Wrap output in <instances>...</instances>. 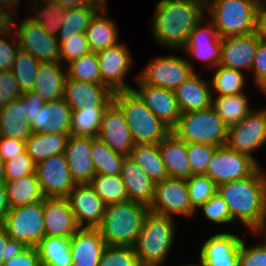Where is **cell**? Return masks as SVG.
<instances>
[{"instance_id":"10","label":"cell","mask_w":266,"mask_h":266,"mask_svg":"<svg viewBox=\"0 0 266 266\" xmlns=\"http://www.w3.org/2000/svg\"><path fill=\"white\" fill-rule=\"evenodd\" d=\"M266 144V108L251 110L239 123L228 128L226 146L249 155L257 163L254 153Z\"/></svg>"},{"instance_id":"36","label":"cell","mask_w":266,"mask_h":266,"mask_svg":"<svg viewBox=\"0 0 266 266\" xmlns=\"http://www.w3.org/2000/svg\"><path fill=\"white\" fill-rule=\"evenodd\" d=\"M30 4H32V7L29 5L31 8L30 11L32 10L31 12L33 13H31L32 16L29 15L27 19L34 23H38L44 31L56 37L67 8L63 7L60 3L50 0H31Z\"/></svg>"},{"instance_id":"34","label":"cell","mask_w":266,"mask_h":266,"mask_svg":"<svg viewBox=\"0 0 266 266\" xmlns=\"http://www.w3.org/2000/svg\"><path fill=\"white\" fill-rule=\"evenodd\" d=\"M105 5L106 4H93L76 8H67L62 25L56 36L58 42L61 44L76 33H85L91 20Z\"/></svg>"},{"instance_id":"35","label":"cell","mask_w":266,"mask_h":266,"mask_svg":"<svg viewBox=\"0 0 266 266\" xmlns=\"http://www.w3.org/2000/svg\"><path fill=\"white\" fill-rule=\"evenodd\" d=\"M41 266H72L70 238L45 236L36 246Z\"/></svg>"},{"instance_id":"20","label":"cell","mask_w":266,"mask_h":266,"mask_svg":"<svg viewBox=\"0 0 266 266\" xmlns=\"http://www.w3.org/2000/svg\"><path fill=\"white\" fill-rule=\"evenodd\" d=\"M68 199L80 227L96 228L101 223L106 204L89 183L75 184Z\"/></svg>"},{"instance_id":"49","label":"cell","mask_w":266,"mask_h":266,"mask_svg":"<svg viewBox=\"0 0 266 266\" xmlns=\"http://www.w3.org/2000/svg\"><path fill=\"white\" fill-rule=\"evenodd\" d=\"M202 210L205 219L216 224H233V219L229 207L225 200L218 194H214L206 203L202 204L197 210Z\"/></svg>"},{"instance_id":"6","label":"cell","mask_w":266,"mask_h":266,"mask_svg":"<svg viewBox=\"0 0 266 266\" xmlns=\"http://www.w3.org/2000/svg\"><path fill=\"white\" fill-rule=\"evenodd\" d=\"M261 0H206L208 17L221 38L246 35L257 29Z\"/></svg>"},{"instance_id":"8","label":"cell","mask_w":266,"mask_h":266,"mask_svg":"<svg viewBox=\"0 0 266 266\" xmlns=\"http://www.w3.org/2000/svg\"><path fill=\"white\" fill-rule=\"evenodd\" d=\"M2 226L18 247H36L45 237L43 200L10 208Z\"/></svg>"},{"instance_id":"9","label":"cell","mask_w":266,"mask_h":266,"mask_svg":"<svg viewBox=\"0 0 266 266\" xmlns=\"http://www.w3.org/2000/svg\"><path fill=\"white\" fill-rule=\"evenodd\" d=\"M192 60L165 55L154 57L137 76L148 85L175 90L194 72Z\"/></svg>"},{"instance_id":"64","label":"cell","mask_w":266,"mask_h":266,"mask_svg":"<svg viewBox=\"0 0 266 266\" xmlns=\"http://www.w3.org/2000/svg\"><path fill=\"white\" fill-rule=\"evenodd\" d=\"M251 232L255 234L258 233L257 235H259V233L263 234L264 235L263 241H266V190L264 193L263 206L261 209V216L259 222Z\"/></svg>"},{"instance_id":"45","label":"cell","mask_w":266,"mask_h":266,"mask_svg":"<svg viewBox=\"0 0 266 266\" xmlns=\"http://www.w3.org/2000/svg\"><path fill=\"white\" fill-rule=\"evenodd\" d=\"M186 182L191 205L197 214V209L217 193V185L205 174L192 175Z\"/></svg>"},{"instance_id":"29","label":"cell","mask_w":266,"mask_h":266,"mask_svg":"<svg viewBox=\"0 0 266 266\" xmlns=\"http://www.w3.org/2000/svg\"><path fill=\"white\" fill-rule=\"evenodd\" d=\"M66 78V66L60 61L40 62L32 91L45 102L63 98Z\"/></svg>"},{"instance_id":"56","label":"cell","mask_w":266,"mask_h":266,"mask_svg":"<svg viewBox=\"0 0 266 266\" xmlns=\"http://www.w3.org/2000/svg\"><path fill=\"white\" fill-rule=\"evenodd\" d=\"M2 266H41L36 247H17Z\"/></svg>"},{"instance_id":"24","label":"cell","mask_w":266,"mask_h":266,"mask_svg":"<svg viewBox=\"0 0 266 266\" xmlns=\"http://www.w3.org/2000/svg\"><path fill=\"white\" fill-rule=\"evenodd\" d=\"M106 246L97 228L80 227L70 238L72 266H98Z\"/></svg>"},{"instance_id":"32","label":"cell","mask_w":266,"mask_h":266,"mask_svg":"<svg viewBox=\"0 0 266 266\" xmlns=\"http://www.w3.org/2000/svg\"><path fill=\"white\" fill-rule=\"evenodd\" d=\"M3 184L10 208L32 204L45 198L36 173L5 181Z\"/></svg>"},{"instance_id":"17","label":"cell","mask_w":266,"mask_h":266,"mask_svg":"<svg viewBox=\"0 0 266 266\" xmlns=\"http://www.w3.org/2000/svg\"><path fill=\"white\" fill-rule=\"evenodd\" d=\"M113 151L129 156L136 145L125 116L120 107L112 100L105 108L99 133L97 135Z\"/></svg>"},{"instance_id":"68","label":"cell","mask_w":266,"mask_h":266,"mask_svg":"<svg viewBox=\"0 0 266 266\" xmlns=\"http://www.w3.org/2000/svg\"><path fill=\"white\" fill-rule=\"evenodd\" d=\"M198 264H200V265H197V264H193V263H186L184 266H203L201 263H198Z\"/></svg>"},{"instance_id":"4","label":"cell","mask_w":266,"mask_h":266,"mask_svg":"<svg viewBox=\"0 0 266 266\" xmlns=\"http://www.w3.org/2000/svg\"><path fill=\"white\" fill-rule=\"evenodd\" d=\"M170 216L148 211L133 246L142 266H164L175 240V222Z\"/></svg>"},{"instance_id":"46","label":"cell","mask_w":266,"mask_h":266,"mask_svg":"<svg viewBox=\"0 0 266 266\" xmlns=\"http://www.w3.org/2000/svg\"><path fill=\"white\" fill-rule=\"evenodd\" d=\"M98 266H142L133 247L107 245Z\"/></svg>"},{"instance_id":"12","label":"cell","mask_w":266,"mask_h":266,"mask_svg":"<svg viewBox=\"0 0 266 266\" xmlns=\"http://www.w3.org/2000/svg\"><path fill=\"white\" fill-rule=\"evenodd\" d=\"M259 166V163L249 155L239 153L224 145L217 147L214 151L206 175L219 186L226 182L248 177Z\"/></svg>"},{"instance_id":"52","label":"cell","mask_w":266,"mask_h":266,"mask_svg":"<svg viewBox=\"0 0 266 266\" xmlns=\"http://www.w3.org/2000/svg\"><path fill=\"white\" fill-rule=\"evenodd\" d=\"M254 84L266 95V39L259 37V45L251 66Z\"/></svg>"},{"instance_id":"66","label":"cell","mask_w":266,"mask_h":266,"mask_svg":"<svg viewBox=\"0 0 266 266\" xmlns=\"http://www.w3.org/2000/svg\"><path fill=\"white\" fill-rule=\"evenodd\" d=\"M19 1L20 0H0V8H4L6 10L13 11L14 13H16L19 8Z\"/></svg>"},{"instance_id":"38","label":"cell","mask_w":266,"mask_h":266,"mask_svg":"<svg viewBox=\"0 0 266 266\" xmlns=\"http://www.w3.org/2000/svg\"><path fill=\"white\" fill-rule=\"evenodd\" d=\"M212 106L228 128L239 123L253 110L246 93L212 97Z\"/></svg>"},{"instance_id":"31","label":"cell","mask_w":266,"mask_h":266,"mask_svg":"<svg viewBox=\"0 0 266 266\" xmlns=\"http://www.w3.org/2000/svg\"><path fill=\"white\" fill-rule=\"evenodd\" d=\"M85 34L91 51L95 53L118 44V26L109 18L107 4L91 20Z\"/></svg>"},{"instance_id":"23","label":"cell","mask_w":266,"mask_h":266,"mask_svg":"<svg viewBox=\"0 0 266 266\" xmlns=\"http://www.w3.org/2000/svg\"><path fill=\"white\" fill-rule=\"evenodd\" d=\"M91 151L92 137L70 135L64 154L76 184L90 183L96 175Z\"/></svg>"},{"instance_id":"2","label":"cell","mask_w":266,"mask_h":266,"mask_svg":"<svg viewBox=\"0 0 266 266\" xmlns=\"http://www.w3.org/2000/svg\"><path fill=\"white\" fill-rule=\"evenodd\" d=\"M260 168L248 177L217 186L218 194L229 207L233 223L239 221L250 231L259 222L266 190V173Z\"/></svg>"},{"instance_id":"1","label":"cell","mask_w":266,"mask_h":266,"mask_svg":"<svg viewBox=\"0 0 266 266\" xmlns=\"http://www.w3.org/2000/svg\"><path fill=\"white\" fill-rule=\"evenodd\" d=\"M205 0H160L152 18L153 40L166 49L182 50L204 18Z\"/></svg>"},{"instance_id":"25","label":"cell","mask_w":266,"mask_h":266,"mask_svg":"<svg viewBox=\"0 0 266 266\" xmlns=\"http://www.w3.org/2000/svg\"><path fill=\"white\" fill-rule=\"evenodd\" d=\"M71 119L72 109L64 98H60L46 102L30 127L34 133L71 135Z\"/></svg>"},{"instance_id":"40","label":"cell","mask_w":266,"mask_h":266,"mask_svg":"<svg viewBox=\"0 0 266 266\" xmlns=\"http://www.w3.org/2000/svg\"><path fill=\"white\" fill-rule=\"evenodd\" d=\"M213 77L210 80L212 97L231 96L245 93L243 90L245 75L242 71L218 65L214 68Z\"/></svg>"},{"instance_id":"43","label":"cell","mask_w":266,"mask_h":266,"mask_svg":"<svg viewBox=\"0 0 266 266\" xmlns=\"http://www.w3.org/2000/svg\"><path fill=\"white\" fill-rule=\"evenodd\" d=\"M39 65L40 61L33 57L29 52L21 50L20 48L17 50L11 71L14 74L22 93L32 91Z\"/></svg>"},{"instance_id":"16","label":"cell","mask_w":266,"mask_h":266,"mask_svg":"<svg viewBox=\"0 0 266 266\" xmlns=\"http://www.w3.org/2000/svg\"><path fill=\"white\" fill-rule=\"evenodd\" d=\"M205 17L194 27L186 42V46L181 50L188 59L202 61L208 68H216L221 60L222 38L217 32L216 27L209 19L207 26H204ZM193 57V58H192Z\"/></svg>"},{"instance_id":"30","label":"cell","mask_w":266,"mask_h":266,"mask_svg":"<svg viewBox=\"0 0 266 266\" xmlns=\"http://www.w3.org/2000/svg\"><path fill=\"white\" fill-rule=\"evenodd\" d=\"M158 148L168 177L183 179L191 177L186 142L178 139L171 132L158 144Z\"/></svg>"},{"instance_id":"28","label":"cell","mask_w":266,"mask_h":266,"mask_svg":"<svg viewBox=\"0 0 266 266\" xmlns=\"http://www.w3.org/2000/svg\"><path fill=\"white\" fill-rule=\"evenodd\" d=\"M129 200L150 206L156 183L129 156H125L120 174Z\"/></svg>"},{"instance_id":"18","label":"cell","mask_w":266,"mask_h":266,"mask_svg":"<svg viewBox=\"0 0 266 266\" xmlns=\"http://www.w3.org/2000/svg\"><path fill=\"white\" fill-rule=\"evenodd\" d=\"M135 82L138 88L133 90L147 108L172 130L181 116L174 90L145 84L139 77Z\"/></svg>"},{"instance_id":"22","label":"cell","mask_w":266,"mask_h":266,"mask_svg":"<svg viewBox=\"0 0 266 266\" xmlns=\"http://www.w3.org/2000/svg\"><path fill=\"white\" fill-rule=\"evenodd\" d=\"M45 236L71 238L80 228L68 198H44Z\"/></svg>"},{"instance_id":"55","label":"cell","mask_w":266,"mask_h":266,"mask_svg":"<svg viewBox=\"0 0 266 266\" xmlns=\"http://www.w3.org/2000/svg\"><path fill=\"white\" fill-rule=\"evenodd\" d=\"M18 49L19 46L15 32L0 35V71L10 70L12 68Z\"/></svg>"},{"instance_id":"39","label":"cell","mask_w":266,"mask_h":266,"mask_svg":"<svg viewBox=\"0 0 266 266\" xmlns=\"http://www.w3.org/2000/svg\"><path fill=\"white\" fill-rule=\"evenodd\" d=\"M92 159L96 174L120 175L125 155L113 151L99 137H92Z\"/></svg>"},{"instance_id":"60","label":"cell","mask_w":266,"mask_h":266,"mask_svg":"<svg viewBox=\"0 0 266 266\" xmlns=\"http://www.w3.org/2000/svg\"><path fill=\"white\" fill-rule=\"evenodd\" d=\"M17 247L8 237L4 227L0 225V266L10 258Z\"/></svg>"},{"instance_id":"19","label":"cell","mask_w":266,"mask_h":266,"mask_svg":"<svg viewBox=\"0 0 266 266\" xmlns=\"http://www.w3.org/2000/svg\"><path fill=\"white\" fill-rule=\"evenodd\" d=\"M241 242L238 234L214 233L202 244L199 263L203 266H239Z\"/></svg>"},{"instance_id":"63","label":"cell","mask_w":266,"mask_h":266,"mask_svg":"<svg viewBox=\"0 0 266 266\" xmlns=\"http://www.w3.org/2000/svg\"><path fill=\"white\" fill-rule=\"evenodd\" d=\"M60 3L65 8H76L93 4H107V0H50Z\"/></svg>"},{"instance_id":"67","label":"cell","mask_w":266,"mask_h":266,"mask_svg":"<svg viewBox=\"0 0 266 266\" xmlns=\"http://www.w3.org/2000/svg\"><path fill=\"white\" fill-rule=\"evenodd\" d=\"M5 182V163L0 158V184H3Z\"/></svg>"},{"instance_id":"48","label":"cell","mask_w":266,"mask_h":266,"mask_svg":"<svg viewBox=\"0 0 266 266\" xmlns=\"http://www.w3.org/2000/svg\"><path fill=\"white\" fill-rule=\"evenodd\" d=\"M91 52L85 33H76L60 44V62L67 65Z\"/></svg>"},{"instance_id":"15","label":"cell","mask_w":266,"mask_h":266,"mask_svg":"<svg viewBox=\"0 0 266 266\" xmlns=\"http://www.w3.org/2000/svg\"><path fill=\"white\" fill-rule=\"evenodd\" d=\"M35 173L45 198H68L76 184L64 153L54 154L37 163Z\"/></svg>"},{"instance_id":"47","label":"cell","mask_w":266,"mask_h":266,"mask_svg":"<svg viewBox=\"0 0 266 266\" xmlns=\"http://www.w3.org/2000/svg\"><path fill=\"white\" fill-rule=\"evenodd\" d=\"M216 146L205 143H186L191 176L205 174Z\"/></svg>"},{"instance_id":"62","label":"cell","mask_w":266,"mask_h":266,"mask_svg":"<svg viewBox=\"0 0 266 266\" xmlns=\"http://www.w3.org/2000/svg\"><path fill=\"white\" fill-rule=\"evenodd\" d=\"M259 37L266 39V0H261L257 12V29Z\"/></svg>"},{"instance_id":"37","label":"cell","mask_w":266,"mask_h":266,"mask_svg":"<svg viewBox=\"0 0 266 266\" xmlns=\"http://www.w3.org/2000/svg\"><path fill=\"white\" fill-rule=\"evenodd\" d=\"M129 157L155 182L168 178L158 144H136Z\"/></svg>"},{"instance_id":"44","label":"cell","mask_w":266,"mask_h":266,"mask_svg":"<svg viewBox=\"0 0 266 266\" xmlns=\"http://www.w3.org/2000/svg\"><path fill=\"white\" fill-rule=\"evenodd\" d=\"M67 77L78 81L101 84L99 61L95 52H89L66 65Z\"/></svg>"},{"instance_id":"27","label":"cell","mask_w":266,"mask_h":266,"mask_svg":"<svg viewBox=\"0 0 266 266\" xmlns=\"http://www.w3.org/2000/svg\"><path fill=\"white\" fill-rule=\"evenodd\" d=\"M201 76L202 74L194 72L174 90L181 113L212 106L211 83Z\"/></svg>"},{"instance_id":"51","label":"cell","mask_w":266,"mask_h":266,"mask_svg":"<svg viewBox=\"0 0 266 266\" xmlns=\"http://www.w3.org/2000/svg\"><path fill=\"white\" fill-rule=\"evenodd\" d=\"M31 134L27 119L0 117V137L16 138L25 142Z\"/></svg>"},{"instance_id":"33","label":"cell","mask_w":266,"mask_h":266,"mask_svg":"<svg viewBox=\"0 0 266 266\" xmlns=\"http://www.w3.org/2000/svg\"><path fill=\"white\" fill-rule=\"evenodd\" d=\"M69 134L34 133L25 141L28 156L35 164L54 155L64 153Z\"/></svg>"},{"instance_id":"57","label":"cell","mask_w":266,"mask_h":266,"mask_svg":"<svg viewBox=\"0 0 266 266\" xmlns=\"http://www.w3.org/2000/svg\"><path fill=\"white\" fill-rule=\"evenodd\" d=\"M26 150L25 142L16 138L0 137V158L5 162Z\"/></svg>"},{"instance_id":"53","label":"cell","mask_w":266,"mask_h":266,"mask_svg":"<svg viewBox=\"0 0 266 266\" xmlns=\"http://www.w3.org/2000/svg\"><path fill=\"white\" fill-rule=\"evenodd\" d=\"M239 266H266V241L259 245L247 246L242 239Z\"/></svg>"},{"instance_id":"3","label":"cell","mask_w":266,"mask_h":266,"mask_svg":"<svg viewBox=\"0 0 266 266\" xmlns=\"http://www.w3.org/2000/svg\"><path fill=\"white\" fill-rule=\"evenodd\" d=\"M148 211V206L131 200L109 204L96 228L107 245L133 247Z\"/></svg>"},{"instance_id":"41","label":"cell","mask_w":266,"mask_h":266,"mask_svg":"<svg viewBox=\"0 0 266 266\" xmlns=\"http://www.w3.org/2000/svg\"><path fill=\"white\" fill-rule=\"evenodd\" d=\"M107 106H84L72 111L71 135L97 137L102 114Z\"/></svg>"},{"instance_id":"13","label":"cell","mask_w":266,"mask_h":266,"mask_svg":"<svg viewBox=\"0 0 266 266\" xmlns=\"http://www.w3.org/2000/svg\"><path fill=\"white\" fill-rule=\"evenodd\" d=\"M96 54L99 61L101 84L105 85L112 93L134 88L125 83V77L134 64L127 45L119 42Z\"/></svg>"},{"instance_id":"42","label":"cell","mask_w":266,"mask_h":266,"mask_svg":"<svg viewBox=\"0 0 266 266\" xmlns=\"http://www.w3.org/2000/svg\"><path fill=\"white\" fill-rule=\"evenodd\" d=\"M89 184L106 205L129 200L125 184L120 175L96 174Z\"/></svg>"},{"instance_id":"26","label":"cell","mask_w":266,"mask_h":266,"mask_svg":"<svg viewBox=\"0 0 266 266\" xmlns=\"http://www.w3.org/2000/svg\"><path fill=\"white\" fill-rule=\"evenodd\" d=\"M113 93L103 84L78 81L66 78L64 100L72 111L84 106H107L112 101Z\"/></svg>"},{"instance_id":"58","label":"cell","mask_w":266,"mask_h":266,"mask_svg":"<svg viewBox=\"0 0 266 266\" xmlns=\"http://www.w3.org/2000/svg\"><path fill=\"white\" fill-rule=\"evenodd\" d=\"M45 103L38 93L34 91L25 92V115L29 124L32 123Z\"/></svg>"},{"instance_id":"14","label":"cell","mask_w":266,"mask_h":266,"mask_svg":"<svg viewBox=\"0 0 266 266\" xmlns=\"http://www.w3.org/2000/svg\"><path fill=\"white\" fill-rule=\"evenodd\" d=\"M15 35L21 50L29 52L40 62L60 61V43L57 37L50 35L29 19L15 22Z\"/></svg>"},{"instance_id":"50","label":"cell","mask_w":266,"mask_h":266,"mask_svg":"<svg viewBox=\"0 0 266 266\" xmlns=\"http://www.w3.org/2000/svg\"><path fill=\"white\" fill-rule=\"evenodd\" d=\"M5 181L15 180L23 176L35 174L36 164L28 156L26 150L16 157L5 161Z\"/></svg>"},{"instance_id":"5","label":"cell","mask_w":266,"mask_h":266,"mask_svg":"<svg viewBox=\"0 0 266 266\" xmlns=\"http://www.w3.org/2000/svg\"><path fill=\"white\" fill-rule=\"evenodd\" d=\"M112 100L123 111L135 144H159L171 133L133 89L114 92Z\"/></svg>"},{"instance_id":"54","label":"cell","mask_w":266,"mask_h":266,"mask_svg":"<svg viewBox=\"0 0 266 266\" xmlns=\"http://www.w3.org/2000/svg\"><path fill=\"white\" fill-rule=\"evenodd\" d=\"M21 96L22 92L11 69L0 71V109L9 101L17 100Z\"/></svg>"},{"instance_id":"59","label":"cell","mask_w":266,"mask_h":266,"mask_svg":"<svg viewBox=\"0 0 266 266\" xmlns=\"http://www.w3.org/2000/svg\"><path fill=\"white\" fill-rule=\"evenodd\" d=\"M0 117H13L26 119L25 115V93L17 100L9 101L0 109Z\"/></svg>"},{"instance_id":"7","label":"cell","mask_w":266,"mask_h":266,"mask_svg":"<svg viewBox=\"0 0 266 266\" xmlns=\"http://www.w3.org/2000/svg\"><path fill=\"white\" fill-rule=\"evenodd\" d=\"M171 132L186 143H205L216 147L226 145L228 127L213 106L181 113Z\"/></svg>"},{"instance_id":"65","label":"cell","mask_w":266,"mask_h":266,"mask_svg":"<svg viewBox=\"0 0 266 266\" xmlns=\"http://www.w3.org/2000/svg\"><path fill=\"white\" fill-rule=\"evenodd\" d=\"M10 209L4 184H0V225L3 224L6 214Z\"/></svg>"},{"instance_id":"11","label":"cell","mask_w":266,"mask_h":266,"mask_svg":"<svg viewBox=\"0 0 266 266\" xmlns=\"http://www.w3.org/2000/svg\"><path fill=\"white\" fill-rule=\"evenodd\" d=\"M149 211L173 218L175 215L195 216L196 210L190 202L186 179L168 177L157 182Z\"/></svg>"},{"instance_id":"21","label":"cell","mask_w":266,"mask_h":266,"mask_svg":"<svg viewBox=\"0 0 266 266\" xmlns=\"http://www.w3.org/2000/svg\"><path fill=\"white\" fill-rule=\"evenodd\" d=\"M259 45L258 33L222 38L219 65L239 71H250Z\"/></svg>"},{"instance_id":"61","label":"cell","mask_w":266,"mask_h":266,"mask_svg":"<svg viewBox=\"0 0 266 266\" xmlns=\"http://www.w3.org/2000/svg\"><path fill=\"white\" fill-rule=\"evenodd\" d=\"M16 18V13L13 11L0 8V35L14 33Z\"/></svg>"}]
</instances>
